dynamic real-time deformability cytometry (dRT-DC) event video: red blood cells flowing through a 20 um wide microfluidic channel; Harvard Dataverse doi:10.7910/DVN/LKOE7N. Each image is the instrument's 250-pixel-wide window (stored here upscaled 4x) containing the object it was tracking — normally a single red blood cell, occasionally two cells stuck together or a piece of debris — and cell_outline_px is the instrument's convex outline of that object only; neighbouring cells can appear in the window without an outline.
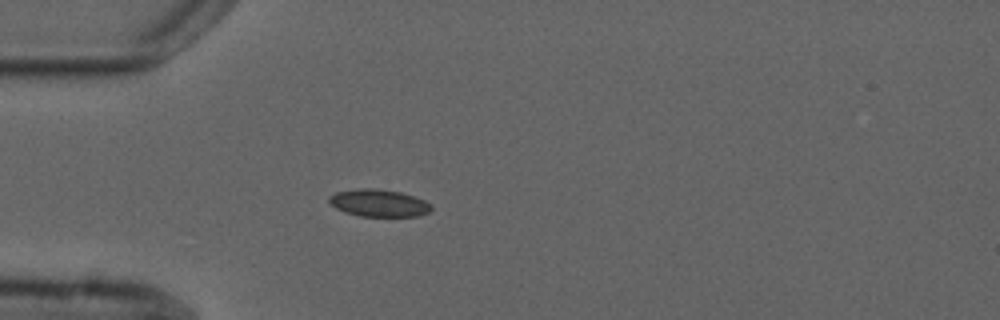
{"species": "common noctule bat (a hibernating species)", "species_latin": "Nyctalus noctula", "temperature_condition": "cold", "stored_images_in_passage": 3, "camera_frame_rate_fps": 3000, "um_per_image_px": 0.085, "animal": {"sex": "male", "forearm_length_mm": 52.5}, "frame": {"image": 1, "passage_image": 3, "time_ms": 2.333, "image_size_px": [1000, 320], "cell_outline_px": [[432, 208], [428, 212], [416, 216], [360, 216], [344, 212], [336, 208], [328, 200], [328, 196], [336, 192], [356, 188], [376, 188], [400, 192], [424, 200]], "centroid_in_image_um": [32.14, 17.25], "position_along_channel_um": 52.9, "area_um2": 16.13}}